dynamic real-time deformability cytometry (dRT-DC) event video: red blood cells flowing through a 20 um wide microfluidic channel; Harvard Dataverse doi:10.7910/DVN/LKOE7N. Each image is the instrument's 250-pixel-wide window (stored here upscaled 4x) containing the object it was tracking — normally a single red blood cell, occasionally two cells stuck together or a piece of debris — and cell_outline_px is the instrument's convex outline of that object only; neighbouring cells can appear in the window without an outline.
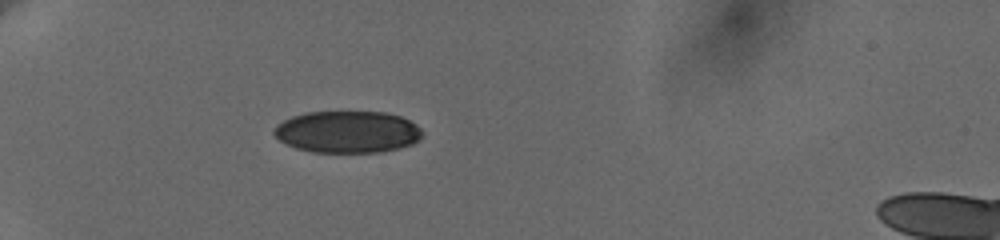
{"species": "human", "species_latin": "Homo sapiens", "temperature_condition": "cold", "stored_images_in_passage": 40, "camera_frame_rate_fps": 3000, "um_per_image_px": 0.085, "donor": {"sex": "female"}, "frame": {"image": 1, "passage_image": 1, "time_ms": 0.0, "image_size_px": [1000, 240], "cell_outline_px": [[420, 140], [412, 144], [400, 148], [380, 152], [312, 152], [296, 148], [280, 140], [272, 132], [276, 124], [292, 116], [304, 112], [384, 112], [400, 116], [416, 124], [420, 128]], "centroid_in_image_um": [29.52, 11.21], "position_along_channel_um": 55.5, "area_um2": 36.18}}
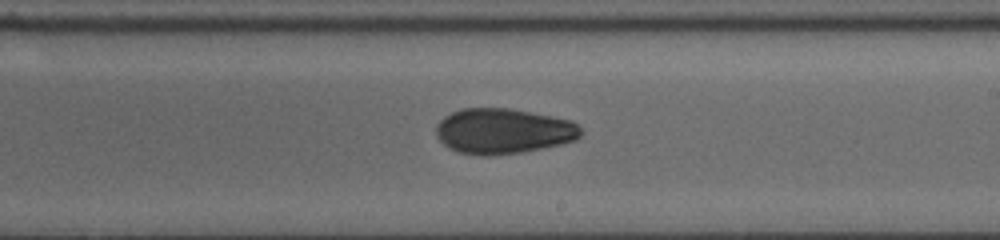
{"frame": {"image": 2, "passage_image": 19, "time_ms": 6.0, "image_size_px": [1000, 240], "cell_outline_px": [[580, 136], [576, 140], [544, 148], [520, 152], [488, 156], [480, 156], [456, 152], [444, 144], [436, 136], [436, 124], [444, 116], [452, 112], [464, 108], [508, 108], [552, 116], [572, 120], [580, 128]], "centroid_in_image_um": [42.75, 11.15], "position_along_channel_um": 246.3, "area_um2": 38.32}}
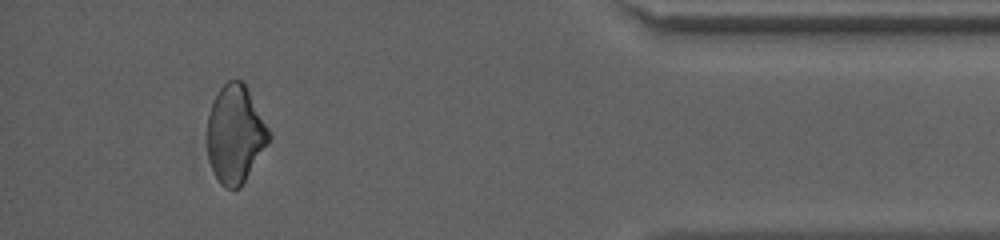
{"frame": {"image": 3, "passage_image": 36, "time_ms": 11.667, "image_size_px": [1000, 240], "cell_outline_px": [[272, 136], [240, 188], [228, 188], [220, 184], [208, 160], [208, 112], [220, 88], [228, 80], [244, 80]], "centroid_in_image_um": [20.0, 11.39], "position_along_channel_um": 415.2, "area_um2": 34.8}, "authors_computed_cell_mechanics": {"area_um2": 36.703, "velocity_mm_per_s": 3.6495, "shape_relaxation_time_tau1_ms": null, "shape_relaxation_time_tau2_ms": 4.337, "deformation_change_tau1": null, "deformation_change_tau2": 0.0928}}